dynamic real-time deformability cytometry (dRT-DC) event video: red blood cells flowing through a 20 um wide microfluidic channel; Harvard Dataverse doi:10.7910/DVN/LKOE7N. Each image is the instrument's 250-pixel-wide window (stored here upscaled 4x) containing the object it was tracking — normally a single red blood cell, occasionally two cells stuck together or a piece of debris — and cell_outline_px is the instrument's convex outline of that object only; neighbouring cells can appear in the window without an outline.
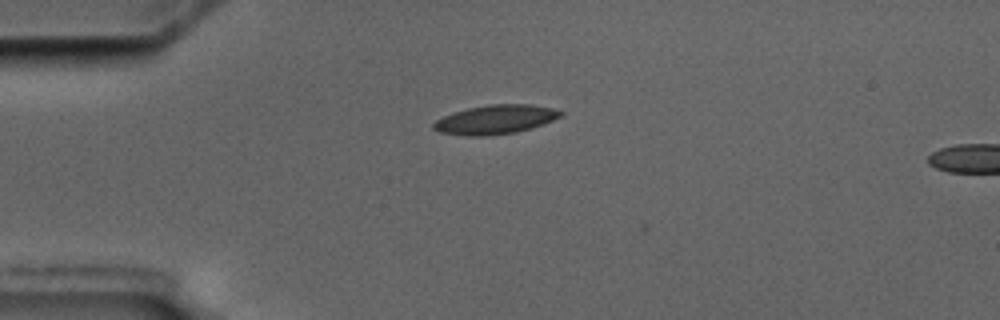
{"species": "common noctule bat (a hibernating species)", "species_latin": "Nyctalus noctula", "temperature_condition": "cold", "stored_images_in_passage": 2, "camera_frame_rate_fps": 3000, "um_per_image_px": 0.085, "animal": {"sex": "male", "body_mass_g": 17.5, "forearm_length_mm": 52.3}, "frame": {"image": 1, "passage_image": 1, "time_ms": 0.0, "image_size_px": [1000, 320], "cell_outline_px": [[564, 112], [560, 116], [544, 124], [532, 128], [516, 132], [484, 136], [464, 136], [440, 132], [432, 128], [432, 124], [436, 120], [452, 112], [468, 108], [488, 104], [532, 104], [552, 108]], "centroid_in_image_um": [42.09, 10.16], "position_along_channel_um": 42.9, "area_um2": 21.62}}